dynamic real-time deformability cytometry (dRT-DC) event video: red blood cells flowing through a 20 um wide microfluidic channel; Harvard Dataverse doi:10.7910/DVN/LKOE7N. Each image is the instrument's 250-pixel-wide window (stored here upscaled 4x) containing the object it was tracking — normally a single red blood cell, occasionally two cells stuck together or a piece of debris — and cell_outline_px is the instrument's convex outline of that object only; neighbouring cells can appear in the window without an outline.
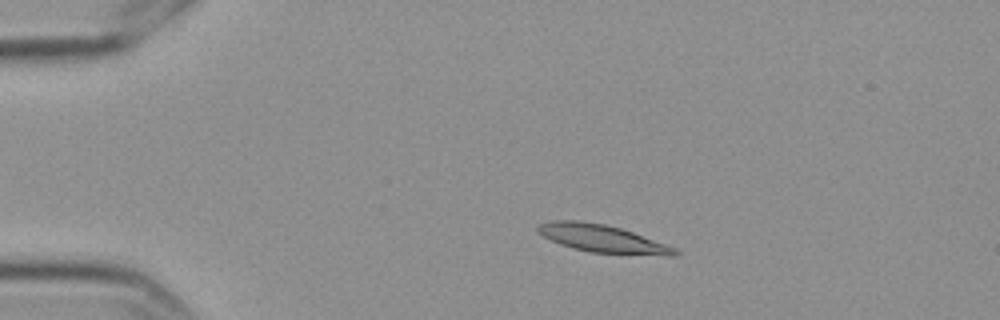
{"species": "Egyptian fruit bat (a non-hibernating species)", "species_latin": "Rousettus aegyptiacus", "temperature_condition": "cold", "stored_images_in_passage": 5, "camera_frame_rate_fps": 3000, "um_per_image_px": 0.085, "frame": {"image": 1, "passage_image": 3, "time_ms": 0.667, "image_size_px": [1000, 320], "cell_outline_px": [[680, 252], [676, 256], [668, 256], [588, 252], [572, 248], [560, 244], [536, 232], [536, 228], [540, 224], [552, 220], [576, 220], [604, 224], [620, 228], [632, 232], [676, 248]], "centroid_in_image_um": [51.19, 20.29], "position_along_channel_um": 33.8, "area_um2": 22.02}}
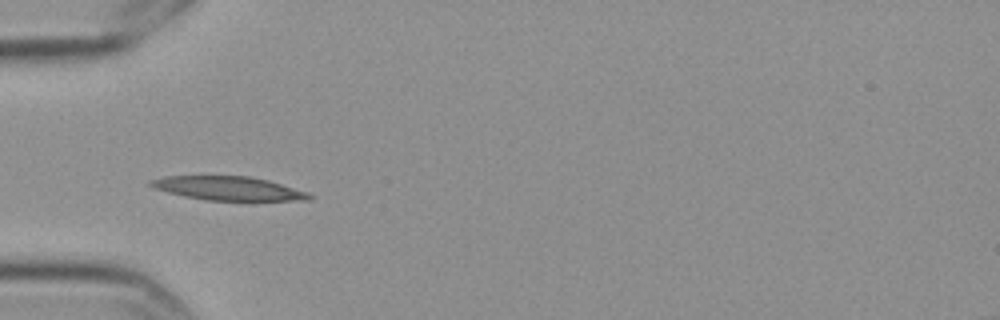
{"frame": {"image": 2, "passage_image": 5, "time_ms": 1.333, "image_size_px": [1000, 320], "cell_outline_px": [[312, 196], [308, 200], [204, 200], [184, 196], [168, 192], [156, 188], [148, 184], [148, 180], [164, 176], [248, 176], [268, 180], [308, 192]], "centroid_in_image_um": [19.38, 16.0], "position_along_channel_um": 65.6, "area_um2": 21.79}}